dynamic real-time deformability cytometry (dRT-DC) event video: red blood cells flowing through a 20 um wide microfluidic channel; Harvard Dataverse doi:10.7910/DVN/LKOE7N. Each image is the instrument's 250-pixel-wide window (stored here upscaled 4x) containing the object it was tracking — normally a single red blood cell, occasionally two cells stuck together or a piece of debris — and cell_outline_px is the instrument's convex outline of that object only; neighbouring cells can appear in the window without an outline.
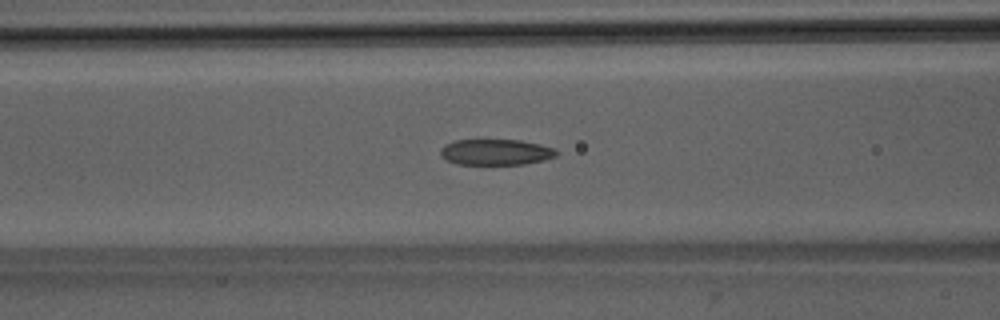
{"species": "Egyptian fruit bat (a non-hibernating species)", "species_latin": "Rousettus aegyptiacus", "temperature_condition": "room temperature", "stored_images_in_passage": 7, "camera_frame_rate_fps": 3000, "um_per_image_px": 0.085, "animal": {"sex": "male"}, "frame": {"image": 1, "passage_image": 6, "time_ms": 1.667, "image_size_px": [1000, 320], "cell_outline_px": [[560, 152], [556, 156], [544, 160], [524, 164], [456, 164], [440, 156], [440, 148], [444, 144], [456, 140], [520, 140], [540, 144], [556, 148]], "centroid_in_image_um": [42.16, 12.92], "position_along_channel_um": 124.4, "area_um2": 17.63}}